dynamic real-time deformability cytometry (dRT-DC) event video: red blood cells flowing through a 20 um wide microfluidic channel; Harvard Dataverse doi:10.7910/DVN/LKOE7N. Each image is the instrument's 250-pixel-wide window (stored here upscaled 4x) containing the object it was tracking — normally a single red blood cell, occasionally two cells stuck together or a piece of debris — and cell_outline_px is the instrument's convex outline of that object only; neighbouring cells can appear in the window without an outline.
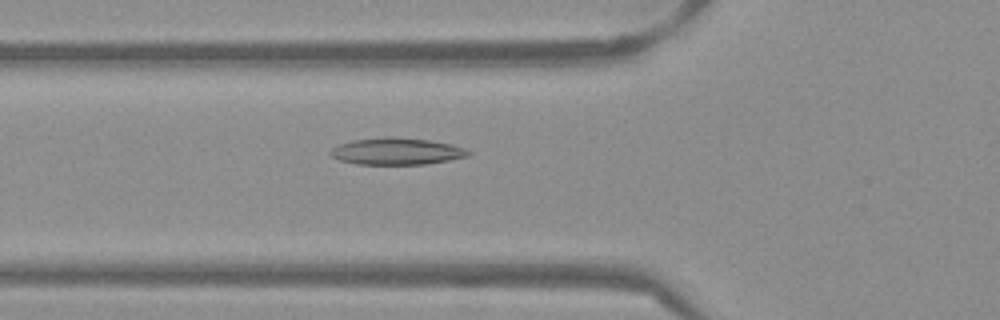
{"species": "Egyptian fruit bat (a non-hibernating species)", "species_latin": "Rousettus aegyptiacus", "temperature_condition": "warm", "stored_images_in_passage": 23, "camera_frame_rate_fps": 3000, "um_per_image_px": 0.085, "frame": {"image": 1, "passage_image": 4, "time_ms": 1.0, "image_size_px": [1000, 320], "cell_outline_px": [[472, 152], [468, 156], [428, 164], [356, 164], [340, 160], [332, 156], [328, 152], [332, 148], [340, 144], [352, 140], [384, 136], [392, 136], [428, 140], [452, 144], [464, 148]], "centroid_in_image_um": [33.71, 12.85], "position_along_channel_um": 92.1, "area_um2": 21.62}}